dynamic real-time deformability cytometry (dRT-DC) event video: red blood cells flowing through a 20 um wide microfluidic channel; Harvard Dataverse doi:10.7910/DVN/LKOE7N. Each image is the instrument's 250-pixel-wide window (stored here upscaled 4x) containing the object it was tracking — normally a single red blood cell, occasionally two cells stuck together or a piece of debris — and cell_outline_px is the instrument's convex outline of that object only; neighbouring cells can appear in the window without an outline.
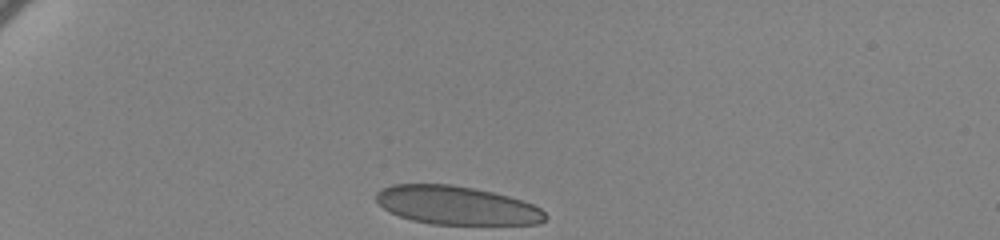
{"species": "human", "species_latin": "Homo sapiens", "temperature_condition": "cold", "stored_images_in_passage": 37, "camera_frame_rate_fps": 3000, "um_per_image_px": 0.085, "donor": {"sex": "female"}, "frame": {"image": 1, "passage_image": 1, "time_ms": 0.0, "image_size_px": [1000, 240], "cell_outline_px": [[548, 216], [540, 224], [432, 224], [412, 220], [388, 212], [376, 200], [376, 192], [392, 184], [452, 184], [492, 192], [508, 196], [532, 204], [540, 208]], "centroid_in_image_um": [38.8, 17.46], "position_along_channel_um": 46.2, "area_um2": 37.8}}
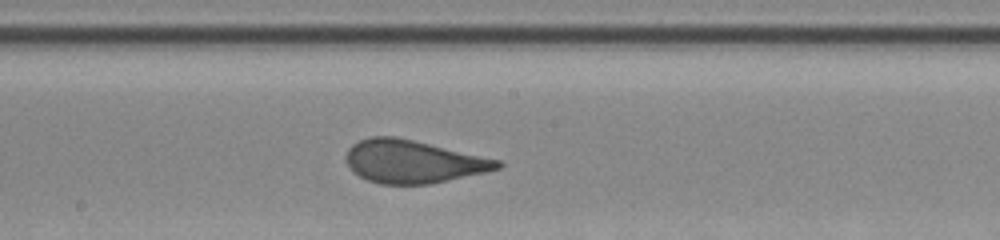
{"frame": {"image": 2, "passage_image": 20, "time_ms": 6.333, "image_size_px": [1000, 240], "cell_outline_px": [[504, 164], [500, 168], [484, 172], [432, 184], [380, 184], [368, 180], [352, 172], [344, 156], [348, 148], [352, 144], [360, 140], [372, 136], [396, 136], [500, 160]], "centroid_in_image_um": [35.07, 13.73], "position_along_channel_um": 213.1, "area_um2": 37.8}}
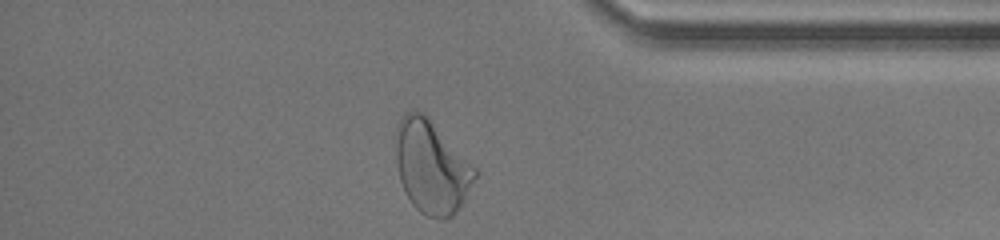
{"frame": {"image": 3, "passage_image": 37, "time_ms": 12.0, "image_size_px": [1000, 240], "cell_outline_px": [[480, 172], [456, 212], [448, 220], [444, 220], [428, 216], [420, 212], [412, 204], [400, 180], [396, 160], [396, 128], [404, 112], [412, 108], [428, 116]], "centroid_in_image_um": [36.69, 14.17], "position_along_channel_um": 398.5, "area_um2": 42.95}, "authors_computed_cell_mechanics": {"area_um2": 38.2058, "velocity_mm_per_s": 3.4296, "shape_relaxation_time_tau1_ms": 9.317, "shape_relaxation_time_tau2_ms": null, "deformation_change_tau1": 0.1973, "deformation_change_tau2": null}}